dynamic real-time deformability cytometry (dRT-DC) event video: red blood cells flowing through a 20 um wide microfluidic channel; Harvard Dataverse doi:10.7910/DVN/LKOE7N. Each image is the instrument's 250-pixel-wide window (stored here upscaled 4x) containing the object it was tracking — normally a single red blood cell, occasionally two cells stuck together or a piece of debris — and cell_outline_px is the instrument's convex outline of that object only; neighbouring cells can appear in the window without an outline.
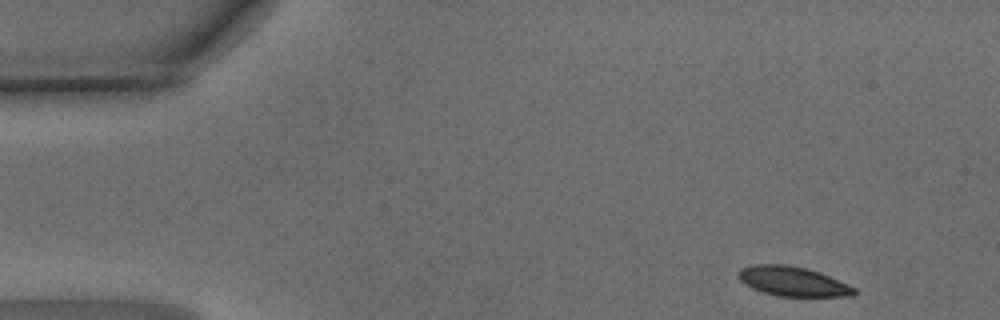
{"species": "common noctule bat (a hibernating species)", "species_latin": "Nyctalus noctula", "temperature_condition": "warm", "stored_images_in_passage": 39, "camera_frame_rate_fps": 3000, "um_per_image_px": 0.085, "animal": {"sex": "male", "body_mass_g": 15.6}, "frame": {"image": 1, "passage_image": 1, "time_ms": 0.0, "image_size_px": [1000, 320], "cell_outline_px": [[856, 292], [852, 296], [776, 296], [752, 288], [744, 284], [736, 276], [740, 268], [752, 264], [784, 264], [804, 268], [820, 272], [856, 288]], "centroid_in_image_um": [67.34, 23.91], "position_along_channel_um": 17.7, "area_um2": 19.94}}
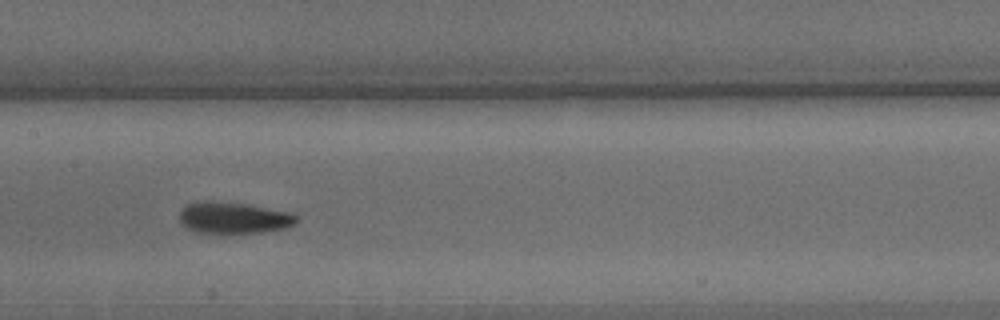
{"frame": {"image": 2, "passage_image": 20, "time_ms": 6.333, "image_size_px": [1000, 320], "cell_outline_px": [[296, 224], [284, 228], [264, 232], [192, 232], [184, 228], [180, 220], [180, 212], [188, 204], [196, 200], [244, 204], [292, 212], [296, 216]], "centroid_in_image_um": [19.83, 18.51], "position_along_channel_um": 187.6, "area_um2": 21.21}}
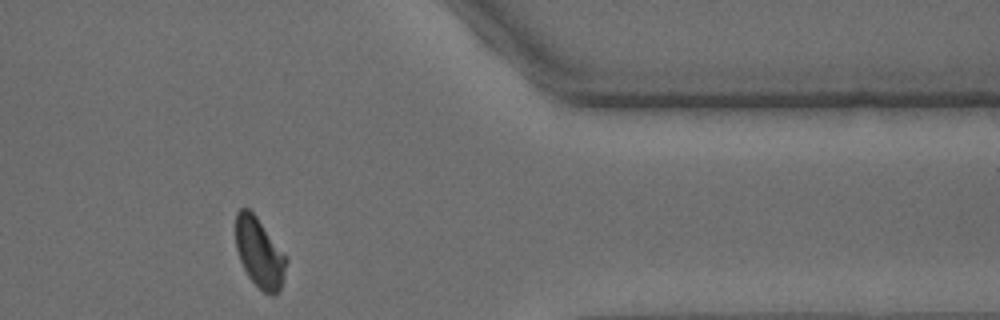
{"frame": {"image": 3, "passage_image": 36, "time_ms": 11.667, "image_size_px": [1000, 320], "cell_outline_px": [[288, 260], [280, 288], [276, 296], [272, 296], [264, 292], [248, 276], [240, 260], [236, 248], [236, 212], [240, 208], [248, 208], [256, 216], [288, 256]], "centroid_in_image_um": [22.07, 21.48], "position_along_channel_um": 389.3, "area_um2": 20.58}, "authors_computed_cell_mechanics": {"area_um2": 21.3282, "velocity_mm_per_s": 4.1794, "shape_relaxation_time_tau1_ms": 3.2375, "shape_relaxation_time_tau2_ms": 1.5594, "deformation_change_tau1": 0.1051, "deformation_change_tau2": 0.0664}}